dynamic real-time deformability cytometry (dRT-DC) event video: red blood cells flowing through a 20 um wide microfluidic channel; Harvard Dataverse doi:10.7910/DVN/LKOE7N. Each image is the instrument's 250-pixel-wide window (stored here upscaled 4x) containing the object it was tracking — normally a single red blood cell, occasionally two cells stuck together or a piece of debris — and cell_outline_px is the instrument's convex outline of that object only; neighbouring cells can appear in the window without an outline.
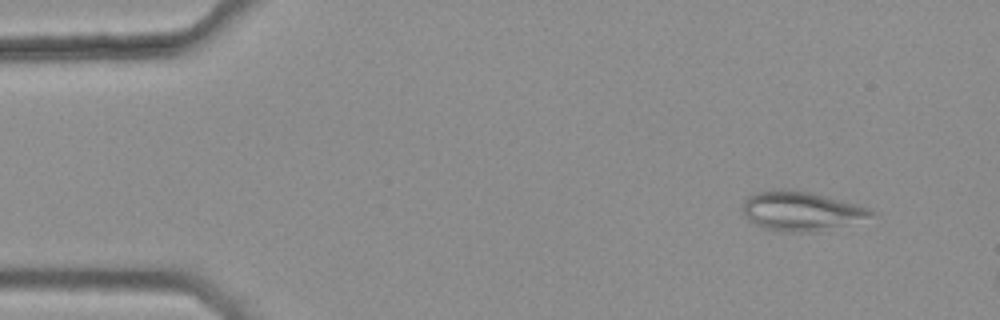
{"species": "common noctule bat (a hibernating species)", "species_latin": "Nyctalus noctula", "temperature_condition": "warm", "stored_images_in_passage": 3, "camera_frame_rate_fps": 3000, "um_per_image_px": 0.085, "animal": {"sex": "female", "body_mass_g": 25.1}, "frame": {"image": 1, "passage_image": 1, "time_ms": 0.0, "image_size_px": [1000, 320], "cell_outline_px": [[872, 216], [820, 232], [780, 232], [764, 228], [748, 220], [744, 216], [744, 200], [748, 196], [756, 192], [776, 188], [788, 188], [812, 192], [856, 204], [868, 208], [872, 212]], "centroid_in_image_um": [68.03, 17.93], "position_along_channel_um": 17.0, "area_um2": 29.48}}